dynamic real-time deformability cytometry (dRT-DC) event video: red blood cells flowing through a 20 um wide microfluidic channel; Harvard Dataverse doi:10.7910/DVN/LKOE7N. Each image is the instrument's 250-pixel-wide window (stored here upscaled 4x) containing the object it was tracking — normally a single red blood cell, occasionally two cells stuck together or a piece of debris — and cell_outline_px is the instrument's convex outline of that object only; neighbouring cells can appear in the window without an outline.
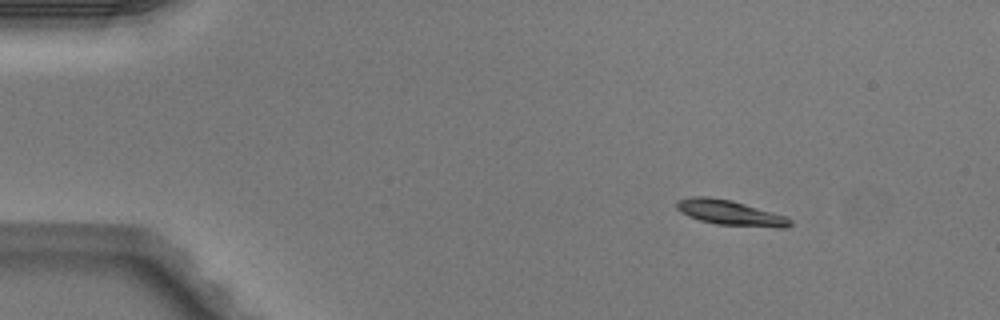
{"species": "Egyptian fruit bat (a non-hibernating species)", "species_latin": "Rousettus aegyptiacus", "temperature_condition": "warm", "stored_images_in_passage": 5, "camera_frame_rate_fps": 3000, "um_per_image_px": 0.085, "animal": {"sex": "male"}, "frame": {"image": 1, "passage_image": 2, "time_ms": 0.333, "image_size_px": [1000, 320], "cell_outline_px": [[792, 224], [784, 228], [776, 228], [716, 224], [700, 220], [688, 216], [680, 212], [676, 208], [676, 200], [692, 196], [708, 196], [732, 200], [784, 216], [792, 220]], "centroid_in_image_um": [62.02, 18.08], "position_along_channel_um": 23.0, "area_um2": 16.59}}